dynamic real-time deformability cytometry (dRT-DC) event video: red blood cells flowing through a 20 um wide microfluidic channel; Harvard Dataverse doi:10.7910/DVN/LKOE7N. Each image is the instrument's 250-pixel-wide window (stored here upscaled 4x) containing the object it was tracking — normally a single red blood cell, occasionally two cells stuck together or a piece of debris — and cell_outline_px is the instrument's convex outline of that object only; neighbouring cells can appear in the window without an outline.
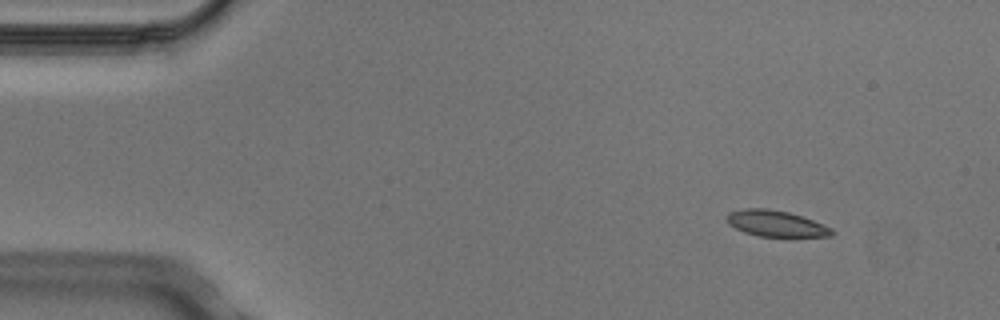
{"species": "Egyptian fruit bat (a non-hibernating species)", "species_latin": "Rousettus aegyptiacus", "temperature_condition": "cold", "stored_images_in_passage": 4, "camera_frame_rate_fps": 3000, "um_per_image_px": 0.085, "animal": {"sex": "male"}, "frame": {"image": 1, "passage_image": 2, "time_ms": 0.333, "image_size_px": [1000, 320], "cell_outline_px": [[836, 232], [832, 236], [792, 240], [760, 236], [744, 232], [728, 224], [724, 216], [728, 212], [744, 208], [768, 208], [788, 212], [824, 224], [832, 228]], "centroid_in_image_um": [66.02, 19.06], "position_along_channel_um": 19.0, "area_um2": 17.05}}
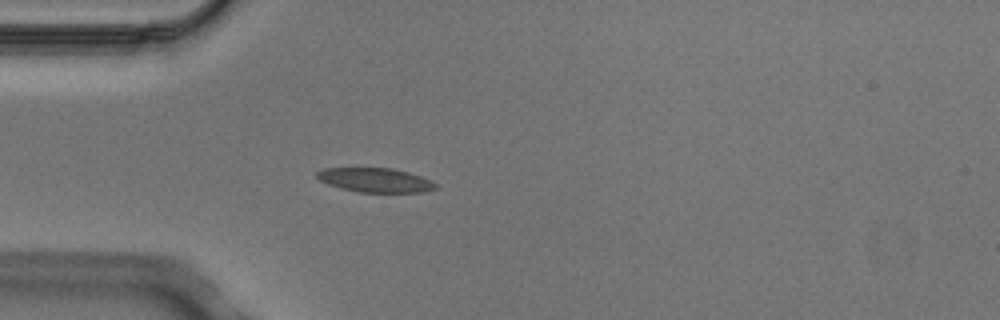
{"frame": {"image": 2, "passage_image": 4, "time_ms": 1.0, "image_size_px": [1000, 320], "cell_outline_px": [[440, 184], [436, 188], [420, 192], [356, 192], [340, 188], [328, 184], [320, 180], [316, 176], [316, 172], [324, 168], [392, 168], [408, 172], [432, 180]], "centroid_in_image_um": [31.91, 15.31], "position_along_channel_um": 53.1, "area_um2": 16.82}}